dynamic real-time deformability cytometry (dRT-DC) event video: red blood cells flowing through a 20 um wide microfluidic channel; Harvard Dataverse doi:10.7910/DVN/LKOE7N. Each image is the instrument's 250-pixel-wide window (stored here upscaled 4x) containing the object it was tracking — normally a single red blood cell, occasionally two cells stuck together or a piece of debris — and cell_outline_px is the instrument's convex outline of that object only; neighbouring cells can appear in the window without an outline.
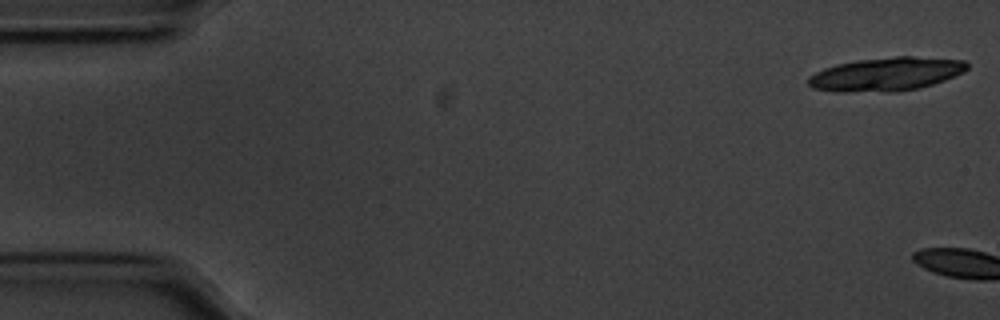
{"species": "common noctule bat (a hibernating species)", "species_latin": "Nyctalus noctula", "temperature_condition": "cold", "stored_images_in_passage": 4, "camera_frame_rate_fps": 3000, "um_per_image_px": 0.085, "animal": {"sex": "male", "body_mass_g": 20.1, "forearm_length_mm": 53.5}, "frame": {"image": 1, "passage_image": 1, "time_ms": 0.0, "image_size_px": [1000, 320], "cell_outline_px": [[968, 68], [964, 72], [944, 80], [920, 88], [896, 92], [832, 92], [812, 88], [808, 84], [808, 76], [824, 68], [836, 64], [860, 60], [896, 56], [912, 56], [964, 60], [968, 64]], "centroid_in_image_um": [75.31, 6.32], "position_along_channel_um": 9.7, "area_um2": 31.27}}